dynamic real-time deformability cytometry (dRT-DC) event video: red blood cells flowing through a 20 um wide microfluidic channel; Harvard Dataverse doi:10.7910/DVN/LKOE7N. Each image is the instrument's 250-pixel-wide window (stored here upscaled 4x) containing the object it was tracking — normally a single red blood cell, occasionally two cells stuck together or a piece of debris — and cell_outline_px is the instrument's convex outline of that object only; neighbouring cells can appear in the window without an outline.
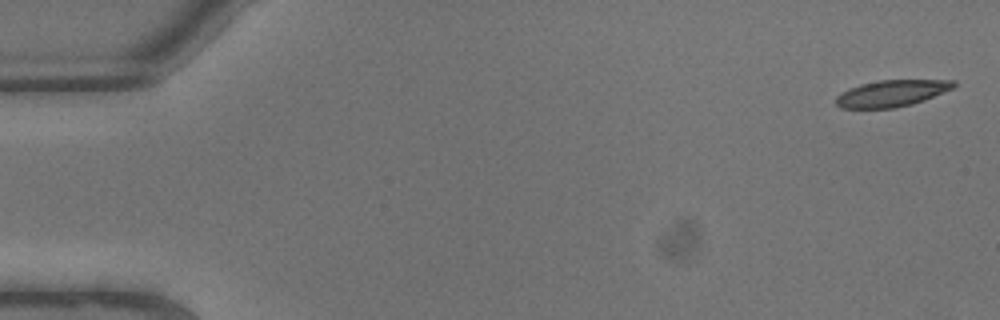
{"species": "common noctule bat (a hibernating species)", "species_latin": "Nyctalus noctula", "temperature_condition": "warm", "stored_images_in_passage": 8, "camera_frame_rate_fps": 3000, "um_per_image_px": 0.085, "animal": {"sex": "male", "body_mass_g": 13.3}, "frame": {"image": 1, "passage_image": 1, "time_ms": 0.0, "image_size_px": [1000, 320], "cell_outline_px": [[956, 88], [924, 100], [912, 104], [892, 108], [840, 108], [836, 104], [836, 96], [840, 92], [848, 88], [860, 84], [880, 80], [956, 80]], "centroid_in_image_um": [75.81, 7.93], "position_along_channel_um": 9.2, "area_um2": 18.38}}
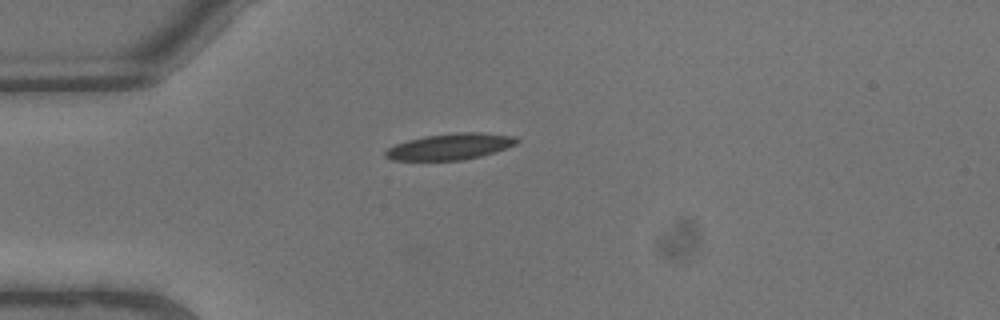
{"frame": {"image": 2, "passage_image": 6, "time_ms": 1.667, "image_size_px": [1000, 320], "cell_outline_px": [[520, 140], [516, 144], [480, 156], [464, 160], [392, 160], [384, 156], [384, 152], [388, 148], [396, 144], [408, 140], [424, 136], [456, 132], [480, 132], [512, 136]], "centroid_in_image_um": [38.22, 12.45], "position_along_channel_um": 46.8, "area_um2": 19.88}}
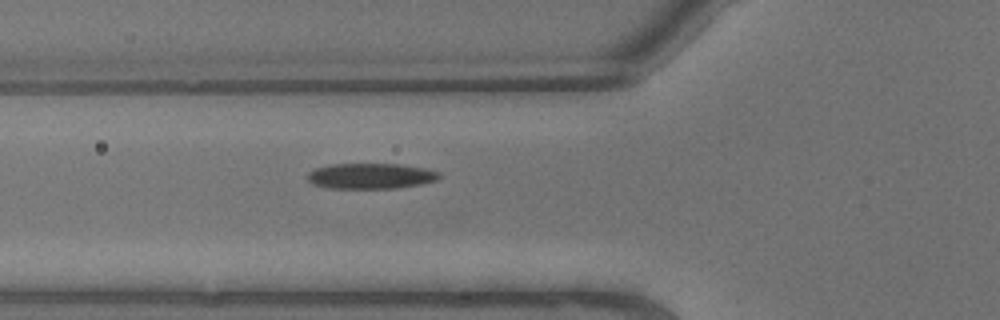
{"frame": {"image": 3, "passage_image": 8, "time_ms": 2.333, "image_size_px": [1000, 320], "cell_outline_px": [[440, 176], [436, 180], [420, 184], [396, 188], [328, 188], [312, 184], [308, 180], [308, 172], [316, 168], [332, 164], [396, 164], [424, 168], [440, 172]], "centroid_in_image_um": [31.49, 14.96], "position_along_channel_um": 94.3, "area_um2": 19.48}}